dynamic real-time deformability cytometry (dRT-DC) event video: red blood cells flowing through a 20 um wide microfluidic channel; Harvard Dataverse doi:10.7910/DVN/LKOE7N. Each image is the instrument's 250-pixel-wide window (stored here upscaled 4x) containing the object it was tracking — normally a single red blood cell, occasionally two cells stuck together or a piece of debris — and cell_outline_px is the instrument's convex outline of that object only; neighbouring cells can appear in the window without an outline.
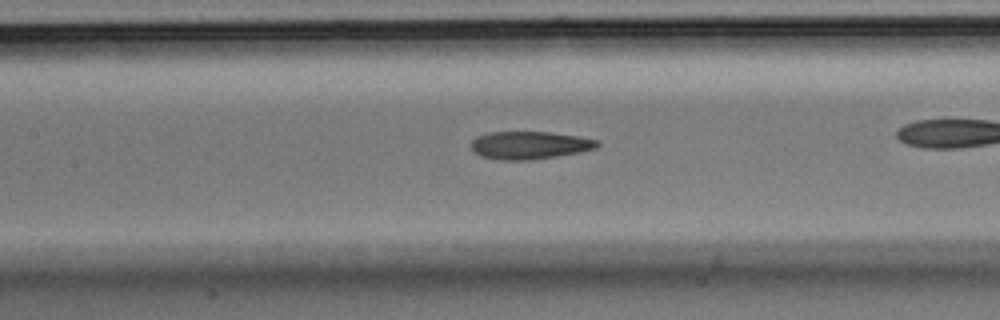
{"species": "Egyptian fruit bat (a non-hibernating species)", "species_latin": "Rousettus aegyptiacus", "temperature_condition": "room temperature", "stored_images_in_passage": 40, "camera_frame_rate_fps": 3000, "um_per_image_px": 0.085, "animal": {"sex": "male"}, "frame": {"image": 1, "passage_image": 23, "time_ms": 7.333, "image_size_px": [1000, 320], "cell_outline_px": [[600, 144], [596, 148], [580, 152], [556, 156], [528, 160], [500, 160], [480, 156], [472, 152], [472, 140], [476, 136], [488, 132], [552, 132], [580, 136], [596, 140]], "centroid_in_image_um": [44.99, 12.34], "position_along_channel_um": 162.4, "area_um2": 20.52}}
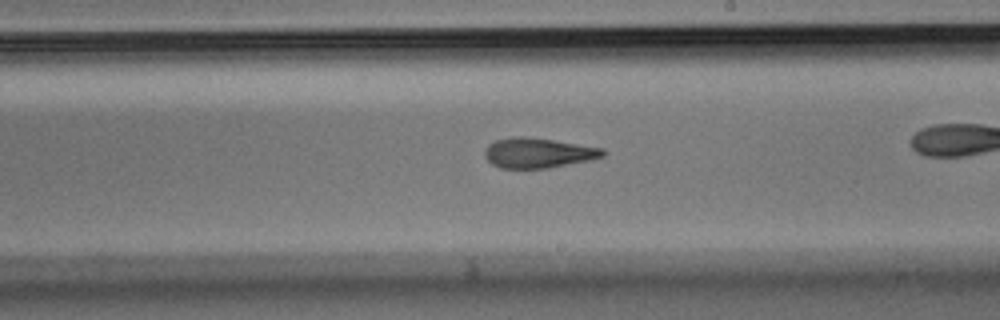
{"frame": {"image": 2, "passage_image": 29, "time_ms": 9.333, "image_size_px": [1000, 320], "cell_outline_px": [[608, 152], [604, 156], [592, 160], [548, 168], [500, 168], [492, 164], [484, 156], [484, 152], [488, 144], [496, 140], [512, 136], [524, 136], [552, 140], [604, 148]], "centroid_in_image_um": [45.76, 13.0], "position_along_channel_um": 243.2, "area_um2": 20.81}}